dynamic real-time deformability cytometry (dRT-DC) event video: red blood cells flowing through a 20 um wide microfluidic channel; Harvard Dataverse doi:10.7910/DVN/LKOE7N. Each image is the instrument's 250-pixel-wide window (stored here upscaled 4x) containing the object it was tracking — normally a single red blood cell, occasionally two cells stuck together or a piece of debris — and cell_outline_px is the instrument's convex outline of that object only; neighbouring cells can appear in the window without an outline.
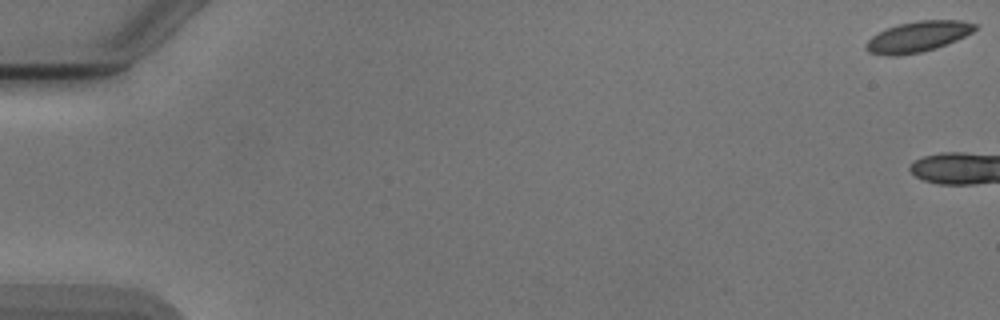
{"species": "Egyptian fruit bat (a non-hibernating species)", "species_latin": "Rousettus aegyptiacus", "temperature_condition": "cold", "stored_images_in_passage": 8, "camera_frame_rate_fps": 3000, "um_per_image_px": 0.085, "animal": {"sex": "male"}, "frame": {"image": 1, "passage_image": 1, "time_ms": 0.0, "image_size_px": [1000, 320], "cell_outline_px": [[976, 28], [972, 32], [956, 40], [936, 48], [920, 52], [896, 56], [888, 56], [868, 52], [864, 48], [864, 44], [872, 36], [888, 28], [900, 24], [920, 20], [960, 20], [976, 24]], "centroid_in_image_um": [77.99, 3.12], "position_along_channel_um": 7.0, "area_um2": 19.25}}